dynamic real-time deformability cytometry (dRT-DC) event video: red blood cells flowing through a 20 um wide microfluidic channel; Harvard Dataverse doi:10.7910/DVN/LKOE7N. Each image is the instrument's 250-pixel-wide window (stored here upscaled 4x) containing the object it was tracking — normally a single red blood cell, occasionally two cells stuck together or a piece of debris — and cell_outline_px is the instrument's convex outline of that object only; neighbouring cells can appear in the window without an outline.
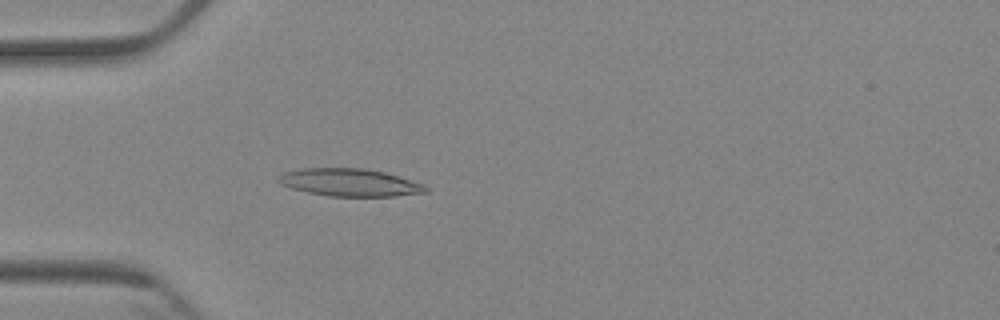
{"species": "Egyptian fruit bat (a non-hibernating species)", "species_latin": "Rousettus aegyptiacus", "temperature_condition": "cold", "stored_images_in_passage": 5, "camera_frame_rate_fps": 3000, "um_per_image_px": 0.085, "animal": {"sex": "female"}, "frame": {"image": 1, "passage_image": 5, "time_ms": 4.667, "image_size_px": [1000, 320], "cell_outline_px": [[428, 192], [396, 196], [328, 196], [308, 192], [292, 188], [280, 184], [276, 180], [284, 172], [300, 168], [364, 168], [384, 172], [424, 184], [428, 188]], "centroid_in_image_um": [29.72, 15.51], "position_along_channel_um": 55.3, "area_um2": 23.64}}